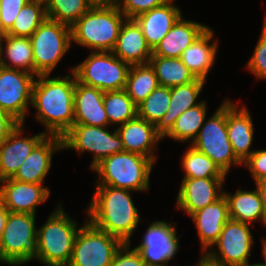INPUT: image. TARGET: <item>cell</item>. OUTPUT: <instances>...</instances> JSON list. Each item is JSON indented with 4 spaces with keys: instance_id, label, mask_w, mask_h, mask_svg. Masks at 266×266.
Wrapping results in <instances>:
<instances>
[{
    "instance_id": "6da1fadb",
    "label": "cell",
    "mask_w": 266,
    "mask_h": 266,
    "mask_svg": "<svg viewBox=\"0 0 266 266\" xmlns=\"http://www.w3.org/2000/svg\"><path fill=\"white\" fill-rule=\"evenodd\" d=\"M70 71L63 78L39 75L35 79L31 106L37 110L35 118L46 128L47 136L62 137L74 124L76 76L72 69Z\"/></svg>"
},
{
    "instance_id": "7a4b0ae2",
    "label": "cell",
    "mask_w": 266,
    "mask_h": 266,
    "mask_svg": "<svg viewBox=\"0 0 266 266\" xmlns=\"http://www.w3.org/2000/svg\"><path fill=\"white\" fill-rule=\"evenodd\" d=\"M96 186L86 210L88 220L123 243H131V236L142 219L131 191L106 185Z\"/></svg>"
},
{
    "instance_id": "3957f363",
    "label": "cell",
    "mask_w": 266,
    "mask_h": 266,
    "mask_svg": "<svg viewBox=\"0 0 266 266\" xmlns=\"http://www.w3.org/2000/svg\"><path fill=\"white\" fill-rule=\"evenodd\" d=\"M127 18L115 2L93 5L71 26L72 43L95 51H113Z\"/></svg>"
},
{
    "instance_id": "277c9868",
    "label": "cell",
    "mask_w": 266,
    "mask_h": 266,
    "mask_svg": "<svg viewBox=\"0 0 266 266\" xmlns=\"http://www.w3.org/2000/svg\"><path fill=\"white\" fill-rule=\"evenodd\" d=\"M76 222V223H75ZM59 204L48 220L37 229V245L34 259L45 266H67L76 236L81 228Z\"/></svg>"
},
{
    "instance_id": "5b68a950",
    "label": "cell",
    "mask_w": 266,
    "mask_h": 266,
    "mask_svg": "<svg viewBox=\"0 0 266 266\" xmlns=\"http://www.w3.org/2000/svg\"><path fill=\"white\" fill-rule=\"evenodd\" d=\"M154 164L148 157L123 151L104 158L92 171L98 174L97 185L144 192L149 189Z\"/></svg>"
},
{
    "instance_id": "8992f818",
    "label": "cell",
    "mask_w": 266,
    "mask_h": 266,
    "mask_svg": "<svg viewBox=\"0 0 266 266\" xmlns=\"http://www.w3.org/2000/svg\"><path fill=\"white\" fill-rule=\"evenodd\" d=\"M35 217L29 213L9 212L0 240V263L21 266L34 260L38 229Z\"/></svg>"
},
{
    "instance_id": "52a82bcc",
    "label": "cell",
    "mask_w": 266,
    "mask_h": 266,
    "mask_svg": "<svg viewBox=\"0 0 266 266\" xmlns=\"http://www.w3.org/2000/svg\"><path fill=\"white\" fill-rule=\"evenodd\" d=\"M130 65L112 51H95L72 68L76 79L101 91L124 90Z\"/></svg>"
},
{
    "instance_id": "ba28073f",
    "label": "cell",
    "mask_w": 266,
    "mask_h": 266,
    "mask_svg": "<svg viewBox=\"0 0 266 266\" xmlns=\"http://www.w3.org/2000/svg\"><path fill=\"white\" fill-rule=\"evenodd\" d=\"M35 75H50L72 45L71 27L47 18L29 37Z\"/></svg>"
},
{
    "instance_id": "9c48e42d",
    "label": "cell",
    "mask_w": 266,
    "mask_h": 266,
    "mask_svg": "<svg viewBox=\"0 0 266 266\" xmlns=\"http://www.w3.org/2000/svg\"><path fill=\"white\" fill-rule=\"evenodd\" d=\"M191 145L213 160L225 175H228L231 166L242 165L234 155L228 138L226 99L207 121L204 120L198 136Z\"/></svg>"
},
{
    "instance_id": "30bf717a",
    "label": "cell",
    "mask_w": 266,
    "mask_h": 266,
    "mask_svg": "<svg viewBox=\"0 0 266 266\" xmlns=\"http://www.w3.org/2000/svg\"><path fill=\"white\" fill-rule=\"evenodd\" d=\"M85 220L76 236L67 266H110L123 242Z\"/></svg>"
},
{
    "instance_id": "8fae6325",
    "label": "cell",
    "mask_w": 266,
    "mask_h": 266,
    "mask_svg": "<svg viewBox=\"0 0 266 266\" xmlns=\"http://www.w3.org/2000/svg\"><path fill=\"white\" fill-rule=\"evenodd\" d=\"M107 127H97L84 124H73L62 136V149H72L80 155L92 152L93 159L90 168L106 157L125 151L120 135L115 131L109 132Z\"/></svg>"
},
{
    "instance_id": "7c38bea8",
    "label": "cell",
    "mask_w": 266,
    "mask_h": 266,
    "mask_svg": "<svg viewBox=\"0 0 266 266\" xmlns=\"http://www.w3.org/2000/svg\"><path fill=\"white\" fill-rule=\"evenodd\" d=\"M37 76L29 72L0 66V109L19 123L25 122L32 89ZM28 111V112H27Z\"/></svg>"
},
{
    "instance_id": "4fadbf2b",
    "label": "cell",
    "mask_w": 266,
    "mask_h": 266,
    "mask_svg": "<svg viewBox=\"0 0 266 266\" xmlns=\"http://www.w3.org/2000/svg\"><path fill=\"white\" fill-rule=\"evenodd\" d=\"M250 227V224L229 219L214 244L217 249L213 247L207 253L228 266L249 263L254 241Z\"/></svg>"
},
{
    "instance_id": "5bb4252c",
    "label": "cell",
    "mask_w": 266,
    "mask_h": 266,
    "mask_svg": "<svg viewBox=\"0 0 266 266\" xmlns=\"http://www.w3.org/2000/svg\"><path fill=\"white\" fill-rule=\"evenodd\" d=\"M174 222L156 221L149 224L141 243L134 247L146 266H168L179 249Z\"/></svg>"
},
{
    "instance_id": "9a60e30c",
    "label": "cell",
    "mask_w": 266,
    "mask_h": 266,
    "mask_svg": "<svg viewBox=\"0 0 266 266\" xmlns=\"http://www.w3.org/2000/svg\"><path fill=\"white\" fill-rule=\"evenodd\" d=\"M0 201L11 213L36 215L37 206L44 204L50 190L43 184L27 183L13 178L0 181Z\"/></svg>"
},
{
    "instance_id": "2e32d148",
    "label": "cell",
    "mask_w": 266,
    "mask_h": 266,
    "mask_svg": "<svg viewBox=\"0 0 266 266\" xmlns=\"http://www.w3.org/2000/svg\"><path fill=\"white\" fill-rule=\"evenodd\" d=\"M225 178H183L177 195L176 208L189 216L214 203L223 195Z\"/></svg>"
},
{
    "instance_id": "e0dca14e",
    "label": "cell",
    "mask_w": 266,
    "mask_h": 266,
    "mask_svg": "<svg viewBox=\"0 0 266 266\" xmlns=\"http://www.w3.org/2000/svg\"><path fill=\"white\" fill-rule=\"evenodd\" d=\"M23 132V123H19L0 144V181L13 178L32 150L47 136L45 132H41L24 137Z\"/></svg>"
},
{
    "instance_id": "ac0fdd59",
    "label": "cell",
    "mask_w": 266,
    "mask_h": 266,
    "mask_svg": "<svg viewBox=\"0 0 266 266\" xmlns=\"http://www.w3.org/2000/svg\"><path fill=\"white\" fill-rule=\"evenodd\" d=\"M231 100L226 99V125L228 138L237 159L243 163L254 151L251 150L254 126L250 112L245 105L239 109Z\"/></svg>"
},
{
    "instance_id": "d6986e66",
    "label": "cell",
    "mask_w": 266,
    "mask_h": 266,
    "mask_svg": "<svg viewBox=\"0 0 266 266\" xmlns=\"http://www.w3.org/2000/svg\"><path fill=\"white\" fill-rule=\"evenodd\" d=\"M62 150V137L46 136L29 154L14 180L43 184L52 164L53 153Z\"/></svg>"
},
{
    "instance_id": "ffe728a7",
    "label": "cell",
    "mask_w": 266,
    "mask_h": 266,
    "mask_svg": "<svg viewBox=\"0 0 266 266\" xmlns=\"http://www.w3.org/2000/svg\"><path fill=\"white\" fill-rule=\"evenodd\" d=\"M104 91L75 81L74 90V124L108 127L103 104Z\"/></svg>"
},
{
    "instance_id": "44dd1931",
    "label": "cell",
    "mask_w": 266,
    "mask_h": 266,
    "mask_svg": "<svg viewBox=\"0 0 266 266\" xmlns=\"http://www.w3.org/2000/svg\"><path fill=\"white\" fill-rule=\"evenodd\" d=\"M198 230L202 253L218 241L224 224L230 219L228 202L224 194L214 203L194 212L191 216Z\"/></svg>"
},
{
    "instance_id": "7402d4cb",
    "label": "cell",
    "mask_w": 266,
    "mask_h": 266,
    "mask_svg": "<svg viewBox=\"0 0 266 266\" xmlns=\"http://www.w3.org/2000/svg\"><path fill=\"white\" fill-rule=\"evenodd\" d=\"M174 1H168L134 18L152 51L182 16L179 6L172 4Z\"/></svg>"
},
{
    "instance_id": "603a6c76",
    "label": "cell",
    "mask_w": 266,
    "mask_h": 266,
    "mask_svg": "<svg viewBox=\"0 0 266 266\" xmlns=\"http://www.w3.org/2000/svg\"><path fill=\"white\" fill-rule=\"evenodd\" d=\"M206 81L195 79L193 82L170 87V104L165 115L155 124L156 133L163 139L171 132L177 118L187 109L200 103L196 101Z\"/></svg>"
},
{
    "instance_id": "cb8c5ba5",
    "label": "cell",
    "mask_w": 266,
    "mask_h": 266,
    "mask_svg": "<svg viewBox=\"0 0 266 266\" xmlns=\"http://www.w3.org/2000/svg\"><path fill=\"white\" fill-rule=\"evenodd\" d=\"M116 129L124 143L125 151L156 161L157 156L153 151H156L162 138L156 133L155 124L136 116Z\"/></svg>"
},
{
    "instance_id": "d4e9b609",
    "label": "cell",
    "mask_w": 266,
    "mask_h": 266,
    "mask_svg": "<svg viewBox=\"0 0 266 266\" xmlns=\"http://www.w3.org/2000/svg\"><path fill=\"white\" fill-rule=\"evenodd\" d=\"M112 52L130 66L148 64L152 56V50L146 42L141 27L134 19L124 21Z\"/></svg>"
},
{
    "instance_id": "484cf974",
    "label": "cell",
    "mask_w": 266,
    "mask_h": 266,
    "mask_svg": "<svg viewBox=\"0 0 266 266\" xmlns=\"http://www.w3.org/2000/svg\"><path fill=\"white\" fill-rule=\"evenodd\" d=\"M208 28L207 25L185 20L182 15L152 51V56L180 58L184 50Z\"/></svg>"
},
{
    "instance_id": "4316f807",
    "label": "cell",
    "mask_w": 266,
    "mask_h": 266,
    "mask_svg": "<svg viewBox=\"0 0 266 266\" xmlns=\"http://www.w3.org/2000/svg\"><path fill=\"white\" fill-rule=\"evenodd\" d=\"M213 34V30L209 27L184 50L180 57L194 77L204 81H206L207 75L215 63L217 49L219 48L218 41L213 40Z\"/></svg>"
},
{
    "instance_id": "83f0119b",
    "label": "cell",
    "mask_w": 266,
    "mask_h": 266,
    "mask_svg": "<svg viewBox=\"0 0 266 266\" xmlns=\"http://www.w3.org/2000/svg\"><path fill=\"white\" fill-rule=\"evenodd\" d=\"M5 59H8V61ZM0 66L23 70L35 75V64L30 38L15 37L7 34L0 35Z\"/></svg>"
},
{
    "instance_id": "f1b7e54d",
    "label": "cell",
    "mask_w": 266,
    "mask_h": 266,
    "mask_svg": "<svg viewBox=\"0 0 266 266\" xmlns=\"http://www.w3.org/2000/svg\"><path fill=\"white\" fill-rule=\"evenodd\" d=\"M228 202L229 217L232 220L253 224L260 220L266 226V216L257 188L253 191L238 189L235 194L223 191Z\"/></svg>"
},
{
    "instance_id": "f546056e",
    "label": "cell",
    "mask_w": 266,
    "mask_h": 266,
    "mask_svg": "<svg viewBox=\"0 0 266 266\" xmlns=\"http://www.w3.org/2000/svg\"><path fill=\"white\" fill-rule=\"evenodd\" d=\"M149 64L155 71L159 86H179L196 79L180 58L151 56Z\"/></svg>"
},
{
    "instance_id": "4dcf8cb0",
    "label": "cell",
    "mask_w": 266,
    "mask_h": 266,
    "mask_svg": "<svg viewBox=\"0 0 266 266\" xmlns=\"http://www.w3.org/2000/svg\"><path fill=\"white\" fill-rule=\"evenodd\" d=\"M158 86L155 71L149 63L130 66L124 90L136 106L142 103Z\"/></svg>"
},
{
    "instance_id": "1f68e13d",
    "label": "cell",
    "mask_w": 266,
    "mask_h": 266,
    "mask_svg": "<svg viewBox=\"0 0 266 266\" xmlns=\"http://www.w3.org/2000/svg\"><path fill=\"white\" fill-rule=\"evenodd\" d=\"M206 101L200 103L183 112L176 120L171 132L165 138H172L175 141L184 143L190 141V145L198 136V133L206 119Z\"/></svg>"
},
{
    "instance_id": "d6a6232c",
    "label": "cell",
    "mask_w": 266,
    "mask_h": 266,
    "mask_svg": "<svg viewBox=\"0 0 266 266\" xmlns=\"http://www.w3.org/2000/svg\"><path fill=\"white\" fill-rule=\"evenodd\" d=\"M47 19L45 1L31 0L22 7L7 35L30 37Z\"/></svg>"
},
{
    "instance_id": "836d02e7",
    "label": "cell",
    "mask_w": 266,
    "mask_h": 266,
    "mask_svg": "<svg viewBox=\"0 0 266 266\" xmlns=\"http://www.w3.org/2000/svg\"><path fill=\"white\" fill-rule=\"evenodd\" d=\"M183 154L181 167L184 170V178H226L213 160L192 145H189Z\"/></svg>"
},
{
    "instance_id": "e575fe53",
    "label": "cell",
    "mask_w": 266,
    "mask_h": 266,
    "mask_svg": "<svg viewBox=\"0 0 266 266\" xmlns=\"http://www.w3.org/2000/svg\"><path fill=\"white\" fill-rule=\"evenodd\" d=\"M103 104L109 125H123L137 116V106L125 90L104 92Z\"/></svg>"
},
{
    "instance_id": "d590c367",
    "label": "cell",
    "mask_w": 266,
    "mask_h": 266,
    "mask_svg": "<svg viewBox=\"0 0 266 266\" xmlns=\"http://www.w3.org/2000/svg\"><path fill=\"white\" fill-rule=\"evenodd\" d=\"M93 5L90 0H45L47 18L69 27Z\"/></svg>"
},
{
    "instance_id": "8d00e7d4",
    "label": "cell",
    "mask_w": 266,
    "mask_h": 266,
    "mask_svg": "<svg viewBox=\"0 0 266 266\" xmlns=\"http://www.w3.org/2000/svg\"><path fill=\"white\" fill-rule=\"evenodd\" d=\"M170 99V87L158 86L137 106V116L156 124L167 112Z\"/></svg>"
},
{
    "instance_id": "74e56055",
    "label": "cell",
    "mask_w": 266,
    "mask_h": 266,
    "mask_svg": "<svg viewBox=\"0 0 266 266\" xmlns=\"http://www.w3.org/2000/svg\"><path fill=\"white\" fill-rule=\"evenodd\" d=\"M255 46L253 55L246 66L258 80L266 79V14L260 38Z\"/></svg>"
},
{
    "instance_id": "f35d334b",
    "label": "cell",
    "mask_w": 266,
    "mask_h": 266,
    "mask_svg": "<svg viewBox=\"0 0 266 266\" xmlns=\"http://www.w3.org/2000/svg\"><path fill=\"white\" fill-rule=\"evenodd\" d=\"M171 0H115L119 10L127 19H134L137 15L161 6Z\"/></svg>"
},
{
    "instance_id": "ab89813d",
    "label": "cell",
    "mask_w": 266,
    "mask_h": 266,
    "mask_svg": "<svg viewBox=\"0 0 266 266\" xmlns=\"http://www.w3.org/2000/svg\"><path fill=\"white\" fill-rule=\"evenodd\" d=\"M31 0H1L0 35L6 34L13 26L18 13Z\"/></svg>"
},
{
    "instance_id": "60d3db41",
    "label": "cell",
    "mask_w": 266,
    "mask_h": 266,
    "mask_svg": "<svg viewBox=\"0 0 266 266\" xmlns=\"http://www.w3.org/2000/svg\"><path fill=\"white\" fill-rule=\"evenodd\" d=\"M130 243H123L113 257L110 266H146L141 254L129 248Z\"/></svg>"
},
{
    "instance_id": "b9f144b4",
    "label": "cell",
    "mask_w": 266,
    "mask_h": 266,
    "mask_svg": "<svg viewBox=\"0 0 266 266\" xmlns=\"http://www.w3.org/2000/svg\"><path fill=\"white\" fill-rule=\"evenodd\" d=\"M249 169L253 180L258 182L266 176V149H258L242 163Z\"/></svg>"
},
{
    "instance_id": "7bdbcfd3",
    "label": "cell",
    "mask_w": 266,
    "mask_h": 266,
    "mask_svg": "<svg viewBox=\"0 0 266 266\" xmlns=\"http://www.w3.org/2000/svg\"><path fill=\"white\" fill-rule=\"evenodd\" d=\"M19 122L11 115L0 109V144L9 137Z\"/></svg>"
},
{
    "instance_id": "ee69618b",
    "label": "cell",
    "mask_w": 266,
    "mask_h": 266,
    "mask_svg": "<svg viewBox=\"0 0 266 266\" xmlns=\"http://www.w3.org/2000/svg\"><path fill=\"white\" fill-rule=\"evenodd\" d=\"M194 266H228L222 262H219L213 259L207 252L202 253V256L199 258V261Z\"/></svg>"
},
{
    "instance_id": "f6af8a7d",
    "label": "cell",
    "mask_w": 266,
    "mask_h": 266,
    "mask_svg": "<svg viewBox=\"0 0 266 266\" xmlns=\"http://www.w3.org/2000/svg\"><path fill=\"white\" fill-rule=\"evenodd\" d=\"M9 210L4 206V204L0 201V240L3 235V230L5 228L8 216H9Z\"/></svg>"
},
{
    "instance_id": "bcb514c9",
    "label": "cell",
    "mask_w": 266,
    "mask_h": 266,
    "mask_svg": "<svg viewBox=\"0 0 266 266\" xmlns=\"http://www.w3.org/2000/svg\"><path fill=\"white\" fill-rule=\"evenodd\" d=\"M255 184H256V188L260 196L264 214L266 216V188L263 187L259 182H256Z\"/></svg>"
},
{
    "instance_id": "7dc6e473",
    "label": "cell",
    "mask_w": 266,
    "mask_h": 266,
    "mask_svg": "<svg viewBox=\"0 0 266 266\" xmlns=\"http://www.w3.org/2000/svg\"><path fill=\"white\" fill-rule=\"evenodd\" d=\"M262 239H263L262 243H261V245L263 246L262 247V255H263L264 260H265V262L263 264H264V266H266V238H262Z\"/></svg>"
},
{
    "instance_id": "c3c4849f",
    "label": "cell",
    "mask_w": 266,
    "mask_h": 266,
    "mask_svg": "<svg viewBox=\"0 0 266 266\" xmlns=\"http://www.w3.org/2000/svg\"><path fill=\"white\" fill-rule=\"evenodd\" d=\"M94 5L96 4H110L115 2V0H90Z\"/></svg>"
},
{
    "instance_id": "681fc988",
    "label": "cell",
    "mask_w": 266,
    "mask_h": 266,
    "mask_svg": "<svg viewBox=\"0 0 266 266\" xmlns=\"http://www.w3.org/2000/svg\"><path fill=\"white\" fill-rule=\"evenodd\" d=\"M235 266H264L263 263H255V264H249V263H245V264H239V265H235Z\"/></svg>"
},
{
    "instance_id": "f907efd6",
    "label": "cell",
    "mask_w": 266,
    "mask_h": 266,
    "mask_svg": "<svg viewBox=\"0 0 266 266\" xmlns=\"http://www.w3.org/2000/svg\"><path fill=\"white\" fill-rule=\"evenodd\" d=\"M263 187L266 188V176L258 181Z\"/></svg>"
}]
</instances>
